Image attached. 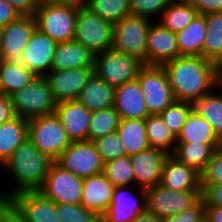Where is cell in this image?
Here are the masks:
<instances>
[{
  "mask_svg": "<svg viewBox=\"0 0 222 222\" xmlns=\"http://www.w3.org/2000/svg\"><path fill=\"white\" fill-rule=\"evenodd\" d=\"M28 136V120L16 116L0 125V167Z\"/></svg>",
  "mask_w": 222,
  "mask_h": 222,
  "instance_id": "cell-31",
  "label": "cell"
},
{
  "mask_svg": "<svg viewBox=\"0 0 222 222\" xmlns=\"http://www.w3.org/2000/svg\"><path fill=\"white\" fill-rule=\"evenodd\" d=\"M220 144L176 143L173 154L178 162L193 168L200 175L205 171L215 149Z\"/></svg>",
  "mask_w": 222,
  "mask_h": 222,
  "instance_id": "cell-28",
  "label": "cell"
},
{
  "mask_svg": "<svg viewBox=\"0 0 222 222\" xmlns=\"http://www.w3.org/2000/svg\"><path fill=\"white\" fill-rule=\"evenodd\" d=\"M95 55L75 39L57 43L51 70L94 67Z\"/></svg>",
  "mask_w": 222,
  "mask_h": 222,
  "instance_id": "cell-24",
  "label": "cell"
},
{
  "mask_svg": "<svg viewBox=\"0 0 222 222\" xmlns=\"http://www.w3.org/2000/svg\"><path fill=\"white\" fill-rule=\"evenodd\" d=\"M191 3L198 14H208L215 12H222V0H187Z\"/></svg>",
  "mask_w": 222,
  "mask_h": 222,
  "instance_id": "cell-46",
  "label": "cell"
},
{
  "mask_svg": "<svg viewBox=\"0 0 222 222\" xmlns=\"http://www.w3.org/2000/svg\"><path fill=\"white\" fill-rule=\"evenodd\" d=\"M93 143L104 163L127 156L117 131L96 138Z\"/></svg>",
  "mask_w": 222,
  "mask_h": 222,
  "instance_id": "cell-40",
  "label": "cell"
},
{
  "mask_svg": "<svg viewBox=\"0 0 222 222\" xmlns=\"http://www.w3.org/2000/svg\"><path fill=\"white\" fill-rule=\"evenodd\" d=\"M115 88L95 73L87 81L78 100L91 112L113 107Z\"/></svg>",
  "mask_w": 222,
  "mask_h": 222,
  "instance_id": "cell-25",
  "label": "cell"
},
{
  "mask_svg": "<svg viewBox=\"0 0 222 222\" xmlns=\"http://www.w3.org/2000/svg\"><path fill=\"white\" fill-rule=\"evenodd\" d=\"M221 144L209 122L193 109L176 138V143Z\"/></svg>",
  "mask_w": 222,
  "mask_h": 222,
  "instance_id": "cell-27",
  "label": "cell"
},
{
  "mask_svg": "<svg viewBox=\"0 0 222 222\" xmlns=\"http://www.w3.org/2000/svg\"><path fill=\"white\" fill-rule=\"evenodd\" d=\"M0 222H17L2 207H0Z\"/></svg>",
  "mask_w": 222,
  "mask_h": 222,
  "instance_id": "cell-52",
  "label": "cell"
},
{
  "mask_svg": "<svg viewBox=\"0 0 222 222\" xmlns=\"http://www.w3.org/2000/svg\"><path fill=\"white\" fill-rule=\"evenodd\" d=\"M21 15L33 16L39 7L38 0H7Z\"/></svg>",
  "mask_w": 222,
  "mask_h": 222,
  "instance_id": "cell-48",
  "label": "cell"
},
{
  "mask_svg": "<svg viewBox=\"0 0 222 222\" xmlns=\"http://www.w3.org/2000/svg\"><path fill=\"white\" fill-rule=\"evenodd\" d=\"M160 185L174 191L202 190L201 175L171 155L163 163Z\"/></svg>",
  "mask_w": 222,
  "mask_h": 222,
  "instance_id": "cell-23",
  "label": "cell"
},
{
  "mask_svg": "<svg viewBox=\"0 0 222 222\" xmlns=\"http://www.w3.org/2000/svg\"><path fill=\"white\" fill-rule=\"evenodd\" d=\"M2 208L17 222H62L57 204L39 191L15 194Z\"/></svg>",
  "mask_w": 222,
  "mask_h": 222,
  "instance_id": "cell-5",
  "label": "cell"
},
{
  "mask_svg": "<svg viewBox=\"0 0 222 222\" xmlns=\"http://www.w3.org/2000/svg\"><path fill=\"white\" fill-rule=\"evenodd\" d=\"M113 107L120 118L145 119L149 115L144 94L137 79L115 88Z\"/></svg>",
  "mask_w": 222,
  "mask_h": 222,
  "instance_id": "cell-21",
  "label": "cell"
},
{
  "mask_svg": "<svg viewBox=\"0 0 222 222\" xmlns=\"http://www.w3.org/2000/svg\"><path fill=\"white\" fill-rule=\"evenodd\" d=\"M145 124L149 147L172 155L176 146V137L164 123L160 114H149L145 118Z\"/></svg>",
  "mask_w": 222,
  "mask_h": 222,
  "instance_id": "cell-33",
  "label": "cell"
},
{
  "mask_svg": "<svg viewBox=\"0 0 222 222\" xmlns=\"http://www.w3.org/2000/svg\"><path fill=\"white\" fill-rule=\"evenodd\" d=\"M35 28V18L29 15H21L16 20L0 28V59L20 61L23 50Z\"/></svg>",
  "mask_w": 222,
  "mask_h": 222,
  "instance_id": "cell-16",
  "label": "cell"
},
{
  "mask_svg": "<svg viewBox=\"0 0 222 222\" xmlns=\"http://www.w3.org/2000/svg\"><path fill=\"white\" fill-rule=\"evenodd\" d=\"M117 133L127 156H132L149 147L145 119L121 118Z\"/></svg>",
  "mask_w": 222,
  "mask_h": 222,
  "instance_id": "cell-29",
  "label": "cell"
},
{
  "mask_svg": "<svg viewBox=\"0 0 222 222\" xmlns=\"http://www.w3.org/2000/svg\"><path fill=\"white\" fill-rule=\"evenodd\" d=\"M55 162L82 179L102 173L104 169L93 141L71 142Z\"/></svg>",
  "mask_w": 222,
  "mask_h": 222,
  "instance_id": "cell-12",
  "label": "cell"
},
{
  "mask_svg": "<svg viewBox=\"0 0 222 222\" xmlns=\"http://www.w3.org/2000/svg\"><path fill=\"white\" fill-rule=\"evenodd\" d=\"M173 0H130L131 14L158 21Z\"/></svg>",
  "mask_w": 222,
  "mask_h": 222,
  "instance_id": "cell-42",
  "label": "cell"
},
{
  "mask_svg": "<svg viewBox=\"0 0 222 222\" xmlns=\"http://www.w3.org/2000/svg\"><path fill=\"white\" fill-rule=\"evenodd\" d=\"M193 110L206 119L222 141V88L202 96L192 103Z\"/></svg>",
  "mask_w": 222,
  "mask_h": 222,
  "instance_id": "cell-34",
  "label": "cell"
},
{
  "mask_svg": "<svg viewBox=\"0 0 222 222\" xmlns=\"http://www.w3.org/2000/svg\"><path fill=\"white\" fill-rule=\"evenodd\" d=\"M205 39V15L197 14L183 30L176 33L179 56L187 55L202 57V47Z\"/></svg>",
  "mask_w": 222,
  "mask_h": 222,
  "instance_id": "cell-26",
  "label": "cell"
},
{
  "mask_svg": "<svg viewBox=\"0 0 222 222\" xmlns=\"http://www.w3.org/2000/svg\"><path fill=\"white\" fill-rule=\"evenodd\" d=\"M1 94H3V93H2V88H1V85H0V95H1Z\"/></svg>",
  "mask_w": 222,
  "mask_h": 222,
  "instance_id": "cell-56",
  "label": "cell"
},
{
  "mask_svg": "<svg viewBox=\"0 0 222 222\" xmlns=\"http://www.w3.org/2000/svg\"><path fill=\"white\" fill-rule=\"evenodd\" d=\"M179 56L176 34L152 21L147 35L146 65L162 66Z\"/></svg>",
  "mask_w": 222,
  "mask_h": 222,
  "instance_id": "cell-18",
  "label": "cell"
},
{
  "mask_svg": "<svg viewBox=\"0 0 222 222\" xmlns=\"http://www.w3.org/2000/svg\"><path fill=\"white\" fill-rule=\"evenodd\" d=\"M94 73V67L51 70L44 77L57 103L77 100L87 81Z\"/></svg>",
  "mask_w": 222,
  "mask_h": 222,
  "instance_id": "cell-15",
  "label": "cell"
},
{
  "mask_svg": "<svg viewBox=\"0 0 222 222\" xmlns=\"http://www.w3.org/2000/svg\"><path fill=\"white\" fill-rule=\"evenodd\" d=\"M15 112L11 103L10 96L5 94L0 95V125L9 122L15 118Z\"/></svg>",
  "mask_w": 222,
  "mask_h": 222,
  "instance_id": "cell-49",
  "label": "cell"
},
{
  "mask_svg": "<svg viewBox=\"0 0 222 222\" xmlns=\"http://www.w3.org/2000/svg\"><path fill=\"white\" fill-rule=\"evenodd\" d=\"M36 77L20 61L0 59V85L3 94L12 95L27 86Z\"/></svg>",
  "mask_w": 222,
  "mask_h": 222,
  "instance_id": "cell-30",
  "label": "cell"
},
{
  "mask_svg": "<svg viewBox=\"0 0 222 222\" xmlns=\"http://www.w3.org/2000/svg\"><path fill=\"white\" fill-rule=\"evenodd\" d=\"M219 86L222 88V66L219 68Z\"/></svg>",
  "mask_w": 222,
  "mask_h": 222,
  "instance_id": "cell-54",
  "label": "cell"
},
{
  "mask_svg": "<svg viewBox=\"0 0 222 222\" xmlns=\"http://www.w3.org/2000/svg\"><path fill=\"white\" fill-rule=\"evenodd\" d=\"M222 183V143L215 149L205 171L201 174V185Z\"/></svg>",
  "mask_w": 222,
  "mask_h": 222,
  "instance_id": "cell-43",
  "label": "cell"
},
{
  "mask_svg": "<svg viewBox=\"0 0 222 222\" xmlns=\"http://www.w3.org/2000/svg\"><path fill=\"white\" fill-rule=\"evenodd\" d=\"M145 210V189L136 185L117 186L114 187L110 206L101 217V222H133Z\"/></svg>",
  "mask_w": 222,
  "mask_h": 222,
  "instance_id": "cell-14",
  "label": "cell"
},
{
  "mask_svg": "<svg viewBox=\"0 0 222 222\" xmlns=\"http://www.w3.org/2000/svg\"><path fill=\"white\" fill-rule=\"evenodd\" d=\"M162 66L175 100L193 103L219 86L218 66L201 56L180 55Z\"/></svg>",
  "mask_w": 222,
  "mask_h": 222,
  "instance_id": "cell-1",
  "label": "cell"
},
{
  "mask_svg": "<svg viewBox=\"0 0 222 222\" xmlns=\"http://www.w3.org/2000/svg\"><path fill=\"white\" fill-rule=\"evenodd\" d=\"M205 205L222 207V183L201 185Z\"/></svg>",
  "mask_w": 222,
  "mask_h": 222,
  "instance_id": "cell-45",
  "label": "cell"
},
{
  "mask_svg": "<svg viewBox=\"0 0 222 222\" xmlns=\"http://www.w3.org/2000/svg\"><path fill=\"white\" fill-rule=\"evenodd\" d=\"M205 201L201 198L195 205L180 214L164 217L161 222H204Z\"/></svg>",
  "mask_w": 222,
  "mask_h": 222,
  "instance_id": "cell-44",
  "label": "cell"
},
{
  "mask_svg": "<svg viewBox=\"0 0 222 222\" xmlns=\"http://www.w3.org/2000/svg\"><path fill=\"white\" fill-rule=\"evenodd\" d=\"M137 80L141 86L149 114H160L175 101L163 66L144 65Z\"/></svg>",
  "mask_w": 222,
  "mask_h": 222,
  "instance_id": "cell-11",
  "label": "cell"
},
{
  "mask_svg": "<svg viewBox=\"0 0 222 222\" xmlns=\"http://www.w3.org/2000/svg\"><path fill=\"white\" fill-rule=\"evenodd\" d=\"M146 210L159 218L180 214L202 198V190L174 191L160 184L145 189Z\"/></svg>",
  "mask_w": 222,
  "mask_h": 222,
  "instance_id": "cell-10",
  "label": "cell"
},
{
  "mask_svg": "<svg viewBox=\"0 0 222 222\" xmlns=\"http://www.w3.org/2000/svg\"><path fill=\"white\" fill-rule=\"evenodd\" d=\"M114 25L93 13L83 2L79 4L74 39L94 55L112 48Z\"/></svg>",
  "mask_w": 222,
  "mask_h": 222,
  "instance_id": "cell-6",
  "label": "cell"
},
{
  "mask_svg": "<svg viewBox=\"0 0 222 222\" xmlns=\"http://www.w3.org/2000/svg\"><path fill=\"white\" fill-rule=\"evenodd\" d=\"M57 215L62 222H101V217L81 204H57Z\"/></svg>",
  "mask_w": 222,
  "mask_h": 222,
  "instance_id": "cell-41",
  "label": "cell"
},
{
  "mask_svg": "<svg viewBox=\"0 0 222 222\" xmlns=\"http://www.w3.org/2000/svg\"><path fill=\"white\" fill-rule=\"evenodd\" d=\"M27 137L53 161L71 144L55 112L28 120Z\"/></svg>",
  "mask_w": 222,
  "mask_h": 222,
  "instance_id": "cell-7",
  "label": "cell"
},
{
  "mask_svg": "<svg viewBox=\"0 0 222 222\" xmlns=\"http://www.w3.org/2000/svg\"><path fill=\"white\" fill-rule=\"evenodd\" d=\"M54 161L40 152L27 137L0 167L11 186L0 193V207L15 194L39 191Z\"/></svg>",
  "mask_w": 222,
  "mask_h": 222,
  "instance_id": "cell-2",
  "label": "cell"
},
{
  "mask_svg": "<svg viewBox=\"0 0 222 222\" xmlns=\"http://www.w3.org/2000/svg\"><path fill=\"white\" fill-rule=\"evenodd\" d=\"M15 115L31 120L55 112V101L44 76H37L27 86L10 95Z\"/></svg>",
  "mask_w": 222,
  "mask_h": 222,
  "instance_id": "cell-4",
  "label": "cell"
},
{
  "mask_svg": "<svg viewBox=\"0 0 222 222\" xmlns=\"http://www.w3.org/2000/svg\"><path fill=\"white\" fill-rule=\"evenodd\" d=\"M82 186V178L63 169L54 161L39 192L56 204H80Z\"/></svg>",
  "mask_w": 222,
  "mask_h": 222,
  "instance_id": "cell-13",
  "label": "cell"
},
{
  "mask_svg": "<svg viewBox=\"0 0 222 222\" xmlns=\"http://www.w3.org/2000/svg\"><path fill=\"white\" fill-rule=\"evenodd\" d=\"M197 14L196 8L187 0H173L163 11L158 22L176 34L183 30Z\"/></svg>",
  "mask_w": 222,
  "mask_h": 222,
  "instance_id": "cell-35",
  "label": "cell"
},
{
  "mask_svg": "<svg viewBox=\"0 0 222 222\" xmlns=\"http://www.w3.org/2000/svg\"><path fill=\"white\" fill-rule=\"evenodd\" d=\"M71 1H79V0H38L39 4L62 3V2H71Z\"/></svg>",
  "mask_w": 222,
  "mask_h": 222,
  "instance_id": "cell-53",
  "label": "cell"
},
{
  "mask_svg": "<svg viewBox=\"0 0 222 222\" xmlns=\"http://www.w3.org/2000/svg\"><path fill=\"white\" fill-rule=\"evenodd\" d=\"M168 156L165 152L153 148L130 156L135 185L147 189L160 184L162 166Z\"/></svg>",
  "mask_w": 222,
  "mask_h": 222,
  "instance_id": "cell-20",
  "label": "cell"
},
{
  "mask_svg": "<svg viewBox=\"0 0 222 222\" xmlns=\"http://www.w3.org/2000/svg\"><path fill=\"white\" fill-rule=\"evenodd\" d=\"M114 187L103 172L84 178L80 204L102 217L110 206Z\"/></svg>",
  "mask_w": 222,
  "mask_h": 222,
  "instance_id": "cell-22",
  "label": "cell"
},
{
  "mask_svg": "<svg viewBox=\"0 0 222 222\" xmlns=\"http://www.w3.org/2000/svg\"><path fill=\"white\" fill-rule=\"evenodd\" d=\"M0 50H1V33H0Z\"/></svg>",
  "mask_w": 222,
  "mask_h": 222,
  "instance_id": "cell-55",
  "label": "cell"
},
{
  "mask_svg": "<svg viewBox=\"0 0 222 222\" xmlns=\"http://www.w3.org/2000/svg\"><path fill=\"white\" fill-rule=\"evenodd\" d=\"M120 119V115L114 107L92 112L88 141H93L96 138L117 131Z\"/></svg>",
  "mask_w": 222,
  "mask_h": 222,
  "instance_id": "cell-37",
  "label": "cell"
},
{
  "mask_svg": "<svg viewBox=\"0 0 222 222\" xmlns=\"http://www.w3.org/2000/svg\"><path fill=\"white\" fill-rule=\"evenodd\" d=\"M21 14L7 1L0 0V28L16 20Z\"/></svg>",
  "mask_w": 222,
  "mask_h": 222,
  "instance_id": "cell-47",
  "label": "cell"
},
{
  "mask_svg": "<svg viewBox=\"0 0 222 222\" xmlns=\"http://www.w3.org/2000/svg\"><path fill=\"white\" fill-rule=\"evenodd\" d=\"M204 222H222V207L205 205Z\"/></svg>",
  "mask_w": 222,
  "mask_h": 222,
  "instance_id": "cell-50",
  "label": "cell"
},
{
  "mask_svg": "<svg viewBox=\"0 0 222 222\" xmlns=\"http://www.w3.org/2000/svg\"><path fill=\"white\" fill-rule=\"evenodd\" d=\"M206 39L202 47V57L218 68L222 66V12L205 14Z\"/></svg>",
  "mask_w": 222,
  "mask_h": 222,
  "instance_id": "cell-32",
  "label": "cell"
},
{
  "mask_svg": "<svg viewBox=\"0 0 222 222\" xmlns=\"http://www.w3.org/2000/svg\"><path fill=\"white\" fill-rule=\"evenodd\" d=\"M133 222H161V218L157 217L154 213L145 210L140 213Z\"/></svg>",
  "mask_w": 222,
  "mask_h": 222,
  "instance_id": "cell-51",
  "label": "cell"
},
{
  "mask_svg": "<svg viewBox=\"0 0 222 222\" xmlns=\"http://www.w3.org/2000/svg\"><path fill=\"white\" fill-rule=\"evenodd\" d=\"M83 4L113 25L131 15L130 0H84Z\"/></svg>",
  "mask_w": 222,
  "mask_h": 222,
  "instance_id": "cell-36",
  "label": "cell"
},
{
  "mask_svg": "<svg viewBox=\"0 0 222 222\" xmlns=\"http://www.w3.org/2000/svg\"><path fill=\"white\" fill-rule=\"evenodd\" d=\"M55 114L59 117L71 142L88 141L92 112L78 99L57 103Z\"/></svg>",
  "mask_w": 222,
  "mask_h": 222,
  "instance_id": "cell-19",
  "label": "cell"
},
{
  "mask_svg": "<svg viewBox=\"0 0 222 222\" xmlns=\"http://www.w3.org/2000/svg\"><path fill=\"white\" fill-rule=\"evenodd\" d=\"M152 20L128 15L114 25L112 48L134 56L146 65L147 35Z\"/></svg>",
  "mask_w": 222,
  "mask_h": 222,
  "instance_id": "cell-8",
  "label": "cell"
},
{
  "mask_svg": "<svg viewBox=\"0 0 222 222\" xmlns=\"http://www.w3.org/2000/svg\"><path fill=\"white\" fill-rule=\"evenodd\" d=\"M57 43L37 28L31 33L20 62L36 76H45L51 71Z\"/></svg>",
  "mask_w": 222,
  "mask_h": 222,
  "instance_id": "cell-17",
  "label": "cell"
},
{
  "mask_svg": "<svg viewBox=\"0 0 222 222\" xmlns=\"http://www.w3.org/2000/svg\"><path fill=\"white\" fill-rule=\"evenodd\" d=\"M103 173L115 187L135 185L130 156L119 157L104 163Z\"/></svg>",
  "mask_w": 222,
  "mask_h": 222,
  "instance_id": "cell-38",
  "label": "cell"
},
{
  "mask_svg": "<svg viewBox=\"0 0 222 222\" xmlns=\"http://www.w3.org/2000/svg\"><path fill=\"white\" fill-rule=\"evenodd\" d=\"M80 1L39 4L33 15L36 28L56 43L74 39Z\"/></svg>",
  "mask_w": 222,
  "mask_h": 222,
  "instance_id": "cell-3",
  "label": "cell"
},
{
  "mask_svg": "<svg viewBox=\"0 0 222 222\" xmlns=\"http://www.w3.org/2000/svg\"><path fill=\"white\" fill-rule=\"evenodd\" d=\"M192 109L193 106L191 102L175 100L160 113L164 123L176 138L181 133L182 127Z\"/></svg>",
  "mask_w": 222,
  "mask_h": 222,
  "instance_id": "cell-39",
  "label": "cell"
},
{
  "mask_svg": "<svg viewBox=\"0 0 222 222\" xmlns=\"http://www.w3.org/2000/svg\"><path fill=\"white\" fill-rule=\"evenodd\" d=\"M144 63L113 48L95 55L94 73L114 88L136 80Z\"/></svg>",
  "mask_w": 222,
  "mask_h": 222,
  "instance_id": "cell-9",
  "label": "cell"
}]
</instances>
